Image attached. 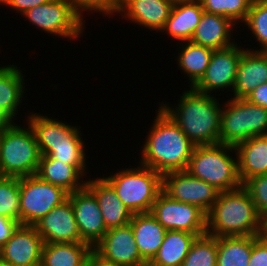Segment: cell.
<instances>
[{
    "label": "cell",
    "instance_id": "cell-1",
    "mask_svg": "<svg viewBox=\"0 0 267 266\" xmlns=\"http://www.w3.org/2000/svg\"><path fill=\"white\" fill-rule=\"evenodd\" d=\"M157 113L143 146L141 165L161 175L184 171L196 145L161 108Z\"/></svg>",
    "mask_w": 267,
    "mask_h": 266
},
{
    "label": "cell",
    "instance_id": "cell-2",
    "mask_svg": "<svg viewBox=\"0 0 267 266\" xmlns=\"http://www.w3.org/2000/svg\"><path fill=\"white\" fill-rule=\"evenodd\" d=\"M178 107L167 104L160 108L179 126L194 145L220 143L221 108L216 98L190 87L183 92Z\"/></svg>",
    "mask_w": 267,
    "mask_h": 266
},
{
    "label": "cell",
    "instance_id": "cell-3",
    "mask_svg": "<svg viewBox=\"0 0 267 266\" xmlns=\"http://www.w3.org/2000/svg\"><path fill=\"white\" fill-rule=\"evenodd\" d=\"M207 215V233L215 237L261 236L264 218L241 186L220 192Z\"/></svg>",
    "mask_w": 267,
    "mask_h": 266
},
{
    "label": "cell",
    "instance_id": "cell-4",
    "mask_svg": "<svg viewBox=\"0 0 267 266\" xmlns=\"http://www.w3.org/2000/svg\"><path fill=\"white\" fill-rule=\"evenodd\" d=\"M235 147L222 143L195 146L186 171L215 187L220 192L232 191L242 186L238 172V160L227 152ZM227 151V152H226Z\"/></svg>",
    "mask_w": 267,
    "mask_h": 266
},
{
    "label": "cell",
    "instance_id": "cell-5",
    "mask_svg": "<svg viewBox=\"0 0 267 266\" xmlns=\"http://www.w3.org/2000/svg\"><path fill=\"white\" fill-rule=\"evenodd\" d=\"M104 179L132 214L151 212L162 191V175L143 165L136 170L124 169Z\"/></svg>",
    "mask_w": 267,
    "mask_h": 266
},
{
    "label": "cell",
    "instance_id": "cell-6",
    "mask_svg": "<svg viewBox=\"0 0 267 266\" xmlns=\"http://www.w3.org/2000/svg\"><path fill=\"white\" fill-rule=\"evenodd\" d=\"M12 124L5 128L0 143V176L36 175L41 153L33 129Z\"/></svg>",
    "mask_w": 267,
    "mask_h": 266
},
{
    "label": "cell",
    "instance_id": "cell-7",
    "mask_svg": "<svg viewBox=\"0 0 267 266\" xmlns=\"http://www.w3.org/2000/svg\"><path fill=\"white\" fill-rule=\"evenodd\" d=\"M222 108L220 140L225 145L237 144L258 135H267V109L246 98H232Z\"/></svg>",
    "mask_w": 267,
    "mask_h": 266
},
{
    "label": "cell",
    "instance_id": "cell-8",
    "mask_svg": "<svg viewBox=\"0 0 267 266\" xmlns=\"http://www.w3.org/2000/svg\"><path fill=\"white\" fill-rule=\"evenodd\" d=\"M20 224L33 226L54 207L68 199L69 193L37 175L19 178Z\"/></svg>",
    "mask_w": 267,
    "mask_h": 266
},
{
    "label": "cell",
    "instance_id": "cell-9",
    "mask_svg": "<svg viewBox=\"0 0 267 266\" xmlns=\"http://www.w3.org/2000/svg\"><path fill=\"white\" fill-rule=\"evenodd\" d=\"M22 15L40 29L64 38L74 39L84 29L83 18L74 10L70 0H50Z\"/></svg>",
    "mask_w": 267,
    "mask_h": 266
},
{
    "label": "cell",
    "instance_id": "cell-10",
    "mask_svg": "<svg viewBox=\"0 0 267 266\" xmlns=\"http://www.w3.org/2000/svg\"><path fill=\"white\" fill-rule=\"evenodd\" d=\"M166 230L207 233V215L195 205L171 199L161 191L150 212Z\"/></svg>",
    "mask_w": 267,
    "mask_h": 266
},
{
    "label": "cell",
    "instance_id": "cell-11",
    "mask_svg": "<svg viewBox=\"0 0 267 266\" xmlns=\"http://www.w3.org/2000/svg\"><path fill=\"white\" fill-rule=\"evenodd\" d=\"M162 191L171 199L197 206L206 214L217 201L220 191L186 170L162 175Z\"/></svg>",
    "mask_w": 267,
    "mask_h": 266
},
{
    "label": "cell",
    "instance_id": "cell-12",
    "mask_svg": "<svg viewBox=\"0 0 267 266\" xmlns=\"http://www.w3.org/2000/svg\"><path fill=\"white\" fill-rule=\"evenodd\" d=\"M93 251L100 258L122 266L147 264L139 253L130 223L109 229Z\"/></svg>",
    "mask_w": 267,
    "mask_h": 266
},
{
    "label": "cell",
    "instance_id": "cell-13",
    "mask_svg": "<svg viewBox=\"0 0 267 266\" xmlns=\"http://www.w3.org/2000/svg\"><path fill=\"white\" fill-rule=\"evenodd\" d=\"M244 50L239 48L237 44L224 49L213 50L205 74L193 88L206 94L227 87H232L233 90L237 67Z\"/></svg>",
    "mask_w": 267,
    "mask_h": 266
},
{
    "label": "cell",
    "instance_id": "cell-14",
    "mask_svg": "<svg viewBox=\"0 0 267 266\" xmlns=\"http://www.w3.org/2000/svg\"><path fill=\"white\" fill-rule=\"evenodd\" d=\"M81 239L92 248L108 231L94 194L85 186L69 194Z\"/></svg>",
    "mask_w": 267,
    "mask_h": 266
},
{
    "label": "cell",
    "instance_id": "cell-15",
    "mask_svg": "<svg viewBox=\"0 0 267 266\" xmlns=\"http://www.w3.org/2000/svg\"><path fill=\"white\" fill-rule=\"evenodd\" d=\"M33 226L41 236L43 244L84 243L81 239L69 198L54 207Z\"/></svg>",
    "mask_w": 267,
    "mask_h": 266
},
{
    "label": "cell",
    "instance_id": "cell-16",
    "mask_svg": "<svg viewBox=\"0 0 267 266\" xmlns=\"http://www.w3.org/2000/svg\"><path fill=\"white\" fill-rule=\"evenodd\" d=\"M42 246L36 228L20 224L1 248L2 259L13 266H40Z\"/></svg>",
    "mask_w": 267,
    "mask_h": 266
},
{
    "label": "cell",
    "instance_id": "cell-17",
    "mask_svg": "<svg viewBox=\"0 0 267 266\" xmlns=\"http://www.w3.org/2000/svg\"><path fill=\"white\" fill-rule=\"evenodd\" d=\"M244 50L237 67L233 98H246L267 82V52Z\"/></svg>",
    "mask_w": 267,
    "mask_h": 266
},
{
    "label": "cell",
    "instance_id": "cell-18",
    "mask_svg": "<svg viewBox=\"0 0 267 266\" xmlns=\"http://www.w3.org/2000/svg\"><path fill=\"white\" fill-rule=\"evenodd\" d=\"M86 187L98 201L107 230L130 223L133 214L104 178L86 181Z\"/></svg>",
    "mask_w": 267,
    "mask_h": 266
},
{
    "label": "cell",
    "instance_id": "cell-19",
    "mask_svg": "<svg viewBox=\"0 0 267 266\" xmlns=\"http://www.w3.org/2000/svg\"><path fill=\"white\" fill-rule=\"evenodd\" d=\"M173 4L166 0H123L118 13L148 29L162 31Z\"/></svg>",
    "mask_w": 267,
    "mask_h": 266
},
{
    "label": "cell",
    "instance_id": "cell-20",
    "mask_svg": "<svg viewBox=\"0 0 267 266\" xmlns=\"http://www.w3.org/2000/svg\"><path fill=\"white\" fill-rule=\"evenodd\" d=\"M86 165H71L51 158L49 155H41L36 175L43 181L58 186L69 194L83 189L80 177L84 175Z\"/></svg>",
    "mask_w": 267,
    "mask_h": 266
},
{
    "label": "cell",
    "instance_id": "cell-21",
    "mask_svg": "<svg viewBox=\"0 0 267 266\" xmlns=\"http://www.w3.org/2000/svg\"><path fill=\"white\" fill-rule=\"evenodd\" d=\"M242 184L254 176L267 174V135L249 138L235 146Z\"/></svg>",
    "mask_w": 267,
    "mask_h": 266
},
{
    "label": "cell",
    "instance_id": "cell-22",
    "mask_svg": "<svg viewBox=\"0 0 267 266\" xmlns=\"http://www.w3.org/2000/svg\"><path fill=\"white\" fill-rule=\"evenodd\" d=\"M234 25L230 18L204 11L190 41L212 50L230 47L234 44L230 41Z\"/></svg>",
    "mask_w": 267,
    "mask_h": 266
},
{
    "label": "cell",
    "instance_id": "cell-23",
    "mask_svg": "<svg viewBox=\"0 0 267 266\" xmlns=\"http://www.w3.org/2000/svg\"><path fill=\"white\" fill-rule=\"evenodd\" d=\"M204 10L199 0H186L174 4L163 31L177 41L186 43L190 41Z\"/></svg>",
    "mask_w": 267,
    "mask_h": 266
},
{
    "label": "cell",
    "instance_id": "cell-24",
    "mask_svg": "<svg viewBox=\"0 0 267 266\" xmlns=\"http://www.w3.org/2000/svg\"><path fill=\"white\" fill-rule=\"evenodd\" d=\"M130 224L139 253L148 263L159 250L167 230L150 212L133 214Z\"/></svg>",
    "mask_w": 267,
    "mask_h": 266
},
{
    "label": "cell",
    "instance_id": "cell-25",
    "mask_svg": "<svg viewBox=\"0 0 267 266\" xmlns=\"http://www.w3.org/2000/svg\"><path fill=\"white\" fill-rule=\"evenodd\" d=\"M92 252L87 243L43 244L40 266H83Z\"/></svg>",
    "mask_w": 267,
    "mask_h": 266
},
{
    "label": "cell",
    "instance_id": "cell-26",
    "mask_svg": "<svg viewBox=\"0 0 267 266\" xmlns=\"http://www.w3.org/2000/svg\"><path fill=\"white\" fill-rule=\"evenodd\" d=\"M186 231L167 230L156 255L149 262L154 266H181L197 236Z\"/></svg>",
    "mask_w": 267,
    "mask_h": 266
},
{
    "label": "cell",
    "instance_id": "cell-27",
    "mask_svg": "<svg viewBox=\"0 0 267 266\" xmlns=\"http://www.w3.org/2000/svg\"><path fill=\"white\" fill-rule=\"evenodd\" d=\"M28 122L34 131L37 143L84 142L77 127L47 116L31 114Z\"/></svg>",
    "mask_w": 267,
    "mask_h": 266
},
{
    "label": "cell",
    "instance_id": "cell-28",
    "mask_svg": "<svg viewBox=\"0 0 267 266\" xmlns=\"http://www.w3.org/2000/svg\"><path fill=\"white\" fill-rule=\"evenodd\" d=\"M253 236L217 237L216 266H248Z\"/></svg>",
    "mask_w": 267,
    "mask_h": 266
},
{
    "label": "cell",
    "instance_id": "cell-29",
    "mask_svg": "<svg viewBox=\"0 0 267 266\" xmlns=\"http://www.w3.org/2000/svg\"><path fill=\"white\" fill-rule=\"evenodd\" d=\"M17 68L14 65L0 67V106L13 119L25 88L23 74Z\"/></svg>",
    "mask_w": 267,
    "mask_h": 266
},
{
    "label": "cell",
    "instance_id": "cell-30",
    "mask_svg": "<svg viewBox=\"0 0 267 266\" xmlns=\"http://www.w3.org/2000/svg\"><path fill=\"white\" fill-rule=\"evenodd\" d=\"M212 53V49L195 44L191 41H187L186 46L183 47L178 58V66L189 75L191 87L205 74Z\"/></svg>",
    "mask_w": 267,
    "mask_h": 266
},
{
    "label": "cell",
    "instance_id": "cell-31",
    "mask_svg": "<svg viewBox=\"0 0 267 266\" xmlns=\"http://www.w3.org/2000/svg\"><path fill=\"white\" fill-rule=\"evenodd\" d=\"M217 237L208 233L197 236L181 266H216Z\"/></svg>",
    "mask_w": 267,
    "mask_h": 266
},
{
    "label": "cell",
    "instance_id": "cell-32",
    "mask_svg": "<svg viewBox=\"0 0 267 266\" xmlns=\"http://www.w3.org/2000/svg\"><path fill=\"white\" fill-rule=\"evenodd\" d=\"M41 155L71 165H86L84 142L38 143Z\"/></svg>",
    "mask_w": 267,
    "mask_h": 266
},
{
    "label": "cell",
    "instance_id": "cell-33",
    "mask_svg": "<svg viewBox=\"0 0 267 266\" xmlns=\"http://www.w3.org/2000/svg\"><path fill=\"white\" fill-rule=\"evenodd\" d=\"M19 178L0 176V215L20 223Z\"/></svg>",
    "mask_w": 267,
    "mask_h": 266
},
{
    "label": "cell",
    "instance_id": "cell-34",
    "mask_svg": "<svg viewBox=\"0 0 267 266\" xmlns=\"http://www.w3.org/2000/svg\"><path fill=\"white\" fill-rule=\"evenodd\" d=\"M253 0H199L205 12L230 18L235 24L245 21Z\"/></svg>",
    "mask_w": 267,
    "mask_h": 266
},
{
    "label": "cell",
    "instance_id": "cell-35",
    "mask_svg": "<svg viewBox=\"0 0 267 266\" xmlns=\"http://www.w3.org/2000/svg\"><path fill=\"white\" fill-rule=\"evenodd\" d=\"M245 24L261 45V50L267 52V0H253Z\"/></svg>",
    "mask_w": 267,
    "mask_h": 266
},
{
    "label": "cell",
    "instance_id": "cell-36",
    "mask_svg": "<svg viewBox=\"0 0 267 266\" xmlns=\"http://www.w3.org/2000/svg\"><path fill=\"white\" fill-rule=\"evenodd\" d=\"M242 187L249 193L257 211L264 218L267 215V174L247 179Z\"/></svg>",
    "mask_w": 267,
    "mask_h": 266
},
{
    "label": "cell",
    "instance_id": "cell-37",
    "mask_svg": "<svg viewBox=\"0 0 267 266\" xmlns=\"http://www.w3.org/2000/svg\"><path fill=\"white\" fill-rule=\"evenodd\" d=\"M123 0H70L74 10L81 16V11L102 12V14L118 13ZM81 10V11H80Z\"/></svg>",
    "mask_w": 267,
    "mask_h": 266
},
{
    "label": "cell",
    "instance_id": "cell-38",
    "mask_svg": "<svg viewBox=\"0 0 267 266\" xmlns=\"http://www.w3.org/2000/svg\"><path fill=\"white\" fill-rule=\"evenodd\" d=\"M248 266H267V238L253 236V246Z\"/></svg>",
    "mask_w": 267,
    "mask_h": 266
},
{
    "label": "cell",
    "instance_id": "cell-39",
    "mask_svg": "<svg viewBox=\"0 0 267 266\" xmlns=\"http://www.w3.org/2000/svg\"><path fill=\"white\" fill-rule=\"evenodd\" d=\"M20 223L16 220L0 215V247L2 248L11 238Z\"/></svg>",
    "mask_w": 267,
    "mask_h": 266
},
{
    "label": "cell",
    "instance_id": "cell-40",
    "mask_svg": "<svg viewBox=\"0 0 267 266\" xmlns=\"http://www.w3.org/2000/svg\"><path fill=\"white\" fill-rule=\"evenodd\" d=\"M50 0H5L2 4L8 5L15 9L16 11H20L21 14L25 13L27 10L34 8L38 5H42L47 3Z\"/></svg>",
    "mask_w": 267,
    "mask_h": 266
},
{
    "label": "cell",
    "instance_id": "cell-41",
    "mask_svg": "<svg viewBox=\"0 0 267 266\" xmlns=\"http://www.w3.org/2000/svg\"><path fill=\"white\" fill-rule=\"evenodd\" d=\"M246 99L256 105L267 109V82L257 86Z\"/></svg>",
    "mask_w": 267,
    "mask_h": 266
},
{
    "label": "cell",
    "instance_id": "cell-42",
    "mask_svg": "<svg viewBox=\"0 0 267 266\" xmlns=\"http://www.w3.org/2000/svg\"><path fill=\"white\" fill-rule=\"evenodd\" d=\"M12 119L13 118L0 106V127H9L14 123Z\"/></svg>",
    "mask_w": 267,
    "mask_h": 266
},
{
    "label": "cell",
    "instance_id": "cell-43",
    "mask_svg": "<svg viewBox=\"0 0 267 266\" xmlns=\"http://www.w3.org/2000/svg\"><path fill=\"white\" fill-rule=\"evenodd\" d=\"M95 266H122L118 265L109 261H106L102 258H100L96 253H95Z\"/></svg>",
    "mask_w": 267,
    "mask_h": 266
},
{
    "label": "cell",
    "instance_id": "cell-44",
    "mask_svg": "<svg viewBox=\"0 0 267 266\" xmlns=\"http://www.w3.org/2000/svg\"><path fill=\"white\" fill-rule=\"evenodd\" d=\"M83 266H95V252L93 251L90 255V258Z\"/></svg>",
    "mask_w": 267,
    "mask_h": 266
},
{
    "label": "cell",
    "instance_id": "cell-45",
    "mask_svg": "<svg viewBox=\"0 0 267 266\" xmlns=\"http://www.w3.org/2000/svg\"><path fill=\"white\" fill-rule=\"evenodd\" d=\"M0 266H13L10 262L0 259Z\"/></svg>",
    "mask_w": 267,
    "mask_h": 266
},
{
    "label": "cell",
    "instance_id": "cell-46",
    "mask_svg": "<svg viewBox=\"0 0 267 266\" xmlns=\"http://www.w3.org/2000/svg\"><path fill=\"white\" fill-rule=\"evenodd\" d=\"M263 235L267 238V222H264Z\"/></svg>",
    "mask_w": 267,
    "mask_h": 266
},
{
    "label": "cell",
    "instance_id": "cell-47",
    "mask_svg": "<svg viewBox=\"0 0 267 266\" xmlns=\"http://www.w3.org/2000/svg\"><path fill=\"white\" fill-rule=\"evenodd\" d=\"M166 1H169L174 5V4H178V3L182 2V1H186V0H166Z\"/></svg>",
    "mask_w": 267,
    "mask_h": 266
},
{
    "label": "cell",
    "instance_id": "cell-48",
    "mask_svg": "<svg viewBox=\"0 0 267 266\" xmlns=\"http://www.w3.org/2000/svg\"><path fill=\"white\" fill-rule=\"evenodd\" d=\"M4 130H5L4 127H0V143H1V139H2V136H3Z\"/></svg>",
    "mask_w": 267,
    "mask_h": 266
},
{
    "label": "cell",
    "instance_id": "cell-49",
    "mask_svg": "<svg viewBox=\"0 0 267 266\" xmlns=\"http://www.w3.org/2000/svg\"><path fill=\"white\" fill-rule=\"evenodd\" d=\"M264 222H267V215L264 217Z\"/></svg>",
    "mask_w": 267,
    "mask_h": 266
},
{
    "label": "cell",
    "instance_id": "cell-50",
    "mask_svg": "<svg viewBox=\"0 0 267 266\" xmlns=\"http://www.w3.org/2000/svg\"><path fill=\"white\" fill-rule=\"evenodd\" d=\"M145 266H154V265H151V264L148 262Z\"/></svg>",
    "mask_w": 267,
    "mask_h": 266
},
{
    "label": "cell",
    "instance_id": "cell-51",
    "mask_svg": "<svg viewBox=\"0 0 267 266\" xmlns=\"http://www.w3.org/2000/svg\"><path fill=\"white\" fill-rule=\"evenodd\" d=\"M2 258V254H1V247H0V259Z\"/></svg>",
    "mask_w": 267,
    "mask_h": 266
}]
</instances>
